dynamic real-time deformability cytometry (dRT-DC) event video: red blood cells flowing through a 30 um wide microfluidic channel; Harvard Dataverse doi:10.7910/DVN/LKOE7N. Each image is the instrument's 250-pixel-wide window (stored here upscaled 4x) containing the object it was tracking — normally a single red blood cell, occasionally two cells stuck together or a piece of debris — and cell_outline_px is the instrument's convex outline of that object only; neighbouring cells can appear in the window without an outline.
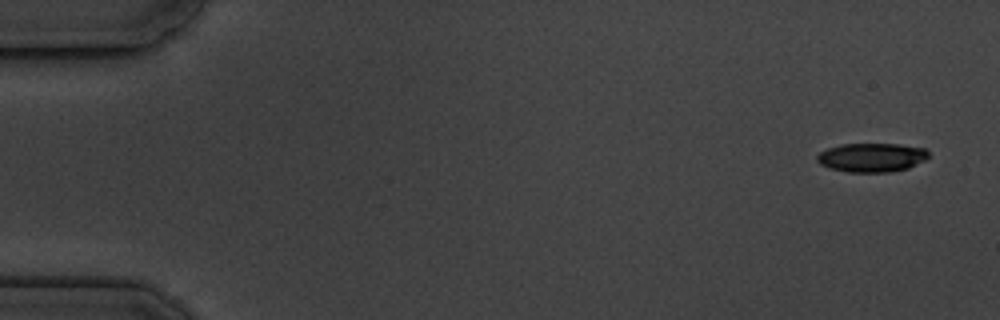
{"species": "common noctule bat (a hibernating species)", "species_latin": "Nyctalus noctula", "temperature_condition": "cold", "stored_images_in_passage": 4, "camera_frame_rate_fps": 3000, "um_per_image_px": 0.085, "animal": {"sex": "male", "body_mass_g": 19.5, "forearm_length_mm": 54.6}, "frame": {"image": 1, "passage_image": 1, "time_ms": 0.0, "image_size_px": [1000, 320], "cell_outline_px": [[928, 156], [924, 160], [908, 168], [892, 172], [848, 172], [828, 168], [820, 164], [816, 160], [816, 156], [820, 152], [828, 148], [840, 144], [900, 144], [924, 148], [928, 152]], "centroid_in_image_um": [74.06, 13.39], "position_along_channel_um": 10.9, "area_um2": 18.84}}
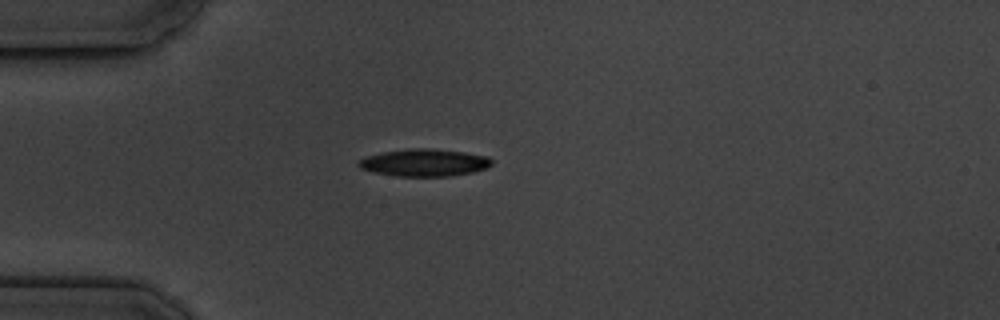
{"frame": {"image": 2, "passage_image": 4, "time_ms": 4.333, "image_size_px": [1000, 320], "cell_outline_px": [[492, 164], [488, 168], [472, 172], [448, 176], [396, 176], [376, 172], [360, 168], [356, 164], [364, 156], [384, 152], [408, 148], [432, 148], [464, 152], [488, 156], [492, 160]], "centroid_in_image_um": [36.08, 13.81], "position_along_channel_um": 48.9, "area_um2": 21.21}}